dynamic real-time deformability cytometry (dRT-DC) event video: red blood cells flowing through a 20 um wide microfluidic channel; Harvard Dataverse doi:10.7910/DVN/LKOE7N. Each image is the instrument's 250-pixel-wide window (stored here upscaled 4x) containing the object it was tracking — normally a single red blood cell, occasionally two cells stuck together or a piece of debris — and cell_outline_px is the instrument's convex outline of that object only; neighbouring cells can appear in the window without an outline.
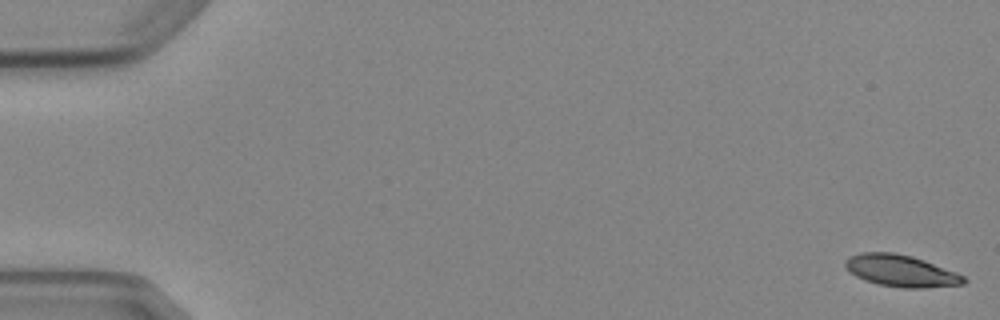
{"species": "Egyptian fruit bat (a non-hibernating species)", "species_latin": "Rousettus aegyptiacus", "temperature_condition": "cold", "stored_images_in_passage": 5, "camera_frame_rate_fps": 3000, "um_per_image_px": 0.085, "animal": {"sex": "female"}, "frame": {"image": 1, "passage_image": 1, "time_ms": 0.0, "image_size_px": [1000, 320], "cell_outline_px": [[968, 280], [964, 284], [924, 288], [904, 288], [880, 284], [864, 280], [856, 276], [844, 264], [844, 260], [848, 256], [860, 252], [892, 252], [912, 256], [924, 260], [956, 272], [964, 276]], "centroid_in_image_um": [76.59, 23.01], "position_along_channel_um": 8.4, "area_um2": 21.91}}
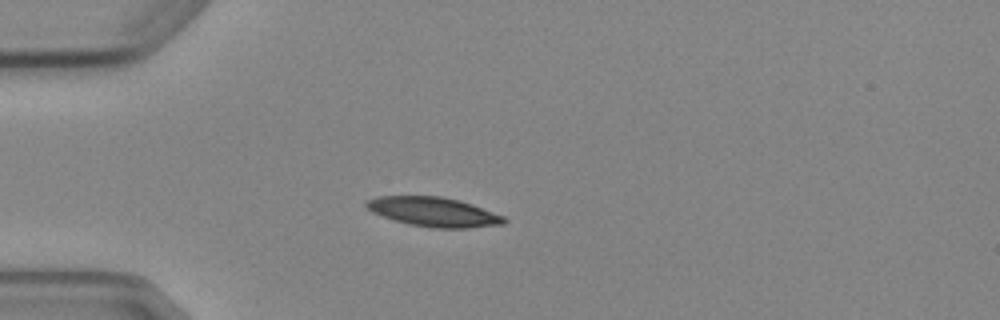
{"frame": {"image": 2, "passage_image": 5, "time_ms": 4.667, "image_size_px": [1000, 320], "cell_outline_px": [[508, 220], [504, 224], [468, 228], [432, 228], [408, 224], [372, 212], [364, 204], [368, 200], [376, 196], [440, 196], [460, 200], [472, 204], [504, 216]], "centroid_in_image_um": [36.89, 18.01], "position_along_channel_um": 48.1, "area_um2": 23.52}}